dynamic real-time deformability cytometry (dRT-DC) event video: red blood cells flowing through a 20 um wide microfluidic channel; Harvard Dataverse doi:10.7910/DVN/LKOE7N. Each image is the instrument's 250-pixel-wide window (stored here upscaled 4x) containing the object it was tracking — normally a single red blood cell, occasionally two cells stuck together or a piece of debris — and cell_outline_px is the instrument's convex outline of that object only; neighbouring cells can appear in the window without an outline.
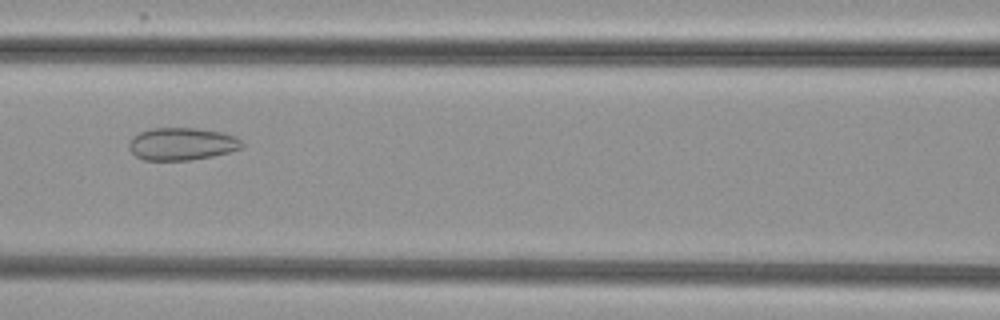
{"species": "common noctule bat (a hibernating species)", "species_latin": "Nyctalus noctula", "temperature_condition": "cold", "stored_images_in_passage": 9, "camera_frame_rate_fps": 3000, "um_per_image_px": 0.085, "animal": {"sex": "female", "body_mass_g": 29.2, "forearm_length_mm": 56.3}, "frame": {"image": 1, "passage_image": 7, "time_ms": 8.0, "image_size_px": [1000, 320], "cell_outline_px": [[244, 144], [240, 148], [228, 152], [212, 156], [192, 160], [144, 160], [136, 156], [128, 148], [128, 144], [132, 136], [140, 132], [152, 128], [196, 128], [224, 132], [236, 136]], "centroid_in_image_um": [15.45, 12.23], "position_along_channel_um": 151.2, "area_um2": 21.5}}
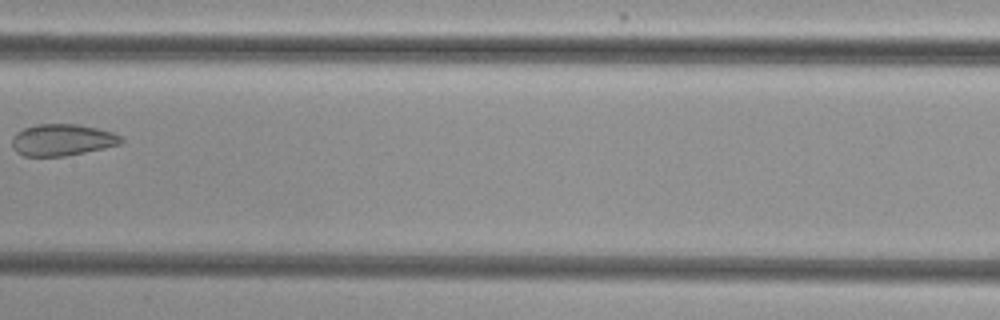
{"frame": {"image": 2, "passage_image": 8, "time_ms": 9.333, "image_size_px": [1000, 320], "cell_outline_px": [[124, 140], [120, 144], [104, 148], [64, 156], [24, 156], [16, 152], [12, 148], [12, 136], [16, 132], [24, 128], [36, 124], [76, 124], [96, 128], [112, 132], [124, 136]], "centroid_in_image_um": [5.27, 11.89], "position_along_channel_um": 202.1, "area_um2": 20.23}}
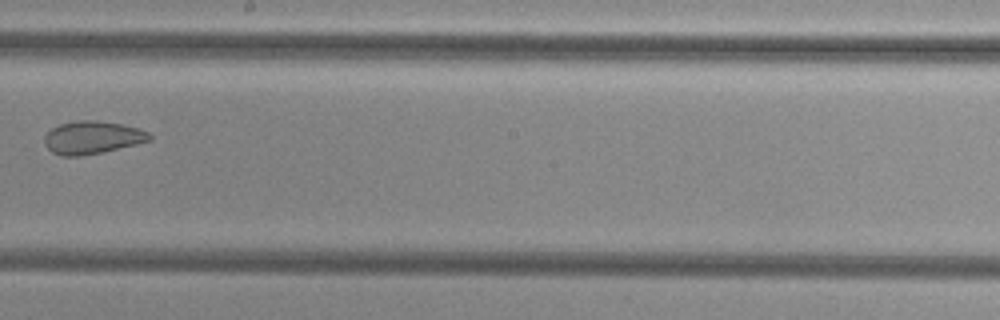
{"frame": {"image": 3, "passage_image": 9, "time_ms": 10.333, "image_size_px": [1000, 320], "cell_outline_px": [[152, 140], [104, 152], [80, 156], [60, 156], [52, 152], [44, 144], [44, 136], [52, 128], [60, 124], [72, 120], [96, 120], [124, 124], [140, 128], [148, 132], [152, 136]], "centroid_in_image_um": [7.85, 11.68], "position_along_channel_um": 240.3, "area_um2": 20.4}}